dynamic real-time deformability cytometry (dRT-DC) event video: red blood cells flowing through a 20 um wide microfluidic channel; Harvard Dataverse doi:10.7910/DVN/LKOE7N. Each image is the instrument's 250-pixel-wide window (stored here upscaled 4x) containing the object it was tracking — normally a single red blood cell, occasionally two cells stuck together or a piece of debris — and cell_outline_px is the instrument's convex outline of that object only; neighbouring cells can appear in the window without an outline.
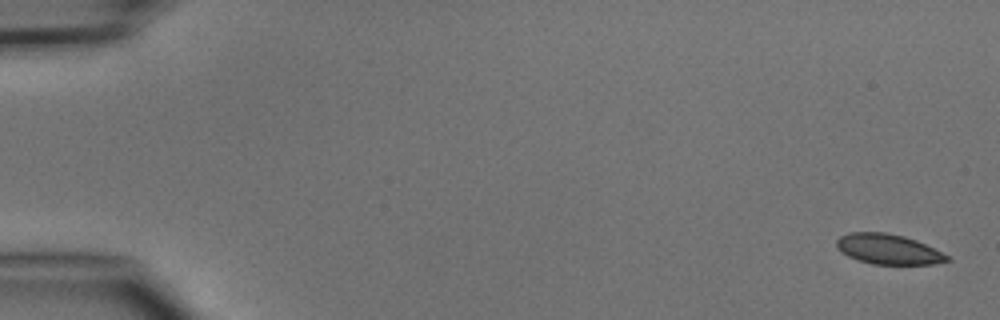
{"species": "common noctule bat (a hibernating species)", "species_latin": "Nyctalus noctula", "temperature_condition": "cold", "stored_images_in_passage": 4, "camera_frame_rate_fps": 3000, "um_per_image_px": 0.085, "animal": {"sex": "male", "body_mass_g": 15.6}, "frame": {"image": 1, "passage_image": 1, "time_ms": 0.0, "image_size_px": [1000, 320], "cell_outline_px": [[952, 260], [932, 264], [872, 264], [848, 256], [840, 252], [836, 244], [836, 240], [840, 236], [848, 232], [884, 232], [904, 236], [916, 240], [952, 256]], "centroid_in_image_um": [75.53, 21.18], "position_along_channel_um": 9.5, "area_um2": 19.54}}
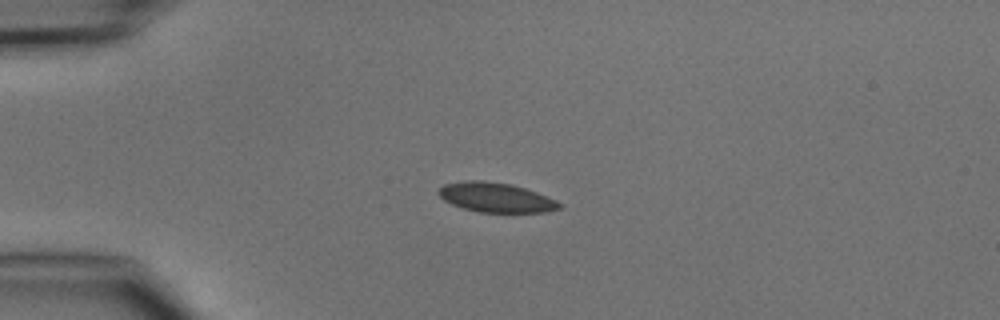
{"frame": {"image": 2, "passage_image": 4, "time_ms": 3.667, "image_size_px": [1000, 320], "cell_outline_px": [[564, 204], [560, 208], [544, 212], [476, 212], [452, 204], [444, 200], [436, 192], [444, 184], [464, 180], [484, 180], [512, 184], [536, 192], [556, 200]], "centroid_in_image_um": [42.14, 16.77], "position_along_channel_um": 42.9, "area_um2": 20.87}}